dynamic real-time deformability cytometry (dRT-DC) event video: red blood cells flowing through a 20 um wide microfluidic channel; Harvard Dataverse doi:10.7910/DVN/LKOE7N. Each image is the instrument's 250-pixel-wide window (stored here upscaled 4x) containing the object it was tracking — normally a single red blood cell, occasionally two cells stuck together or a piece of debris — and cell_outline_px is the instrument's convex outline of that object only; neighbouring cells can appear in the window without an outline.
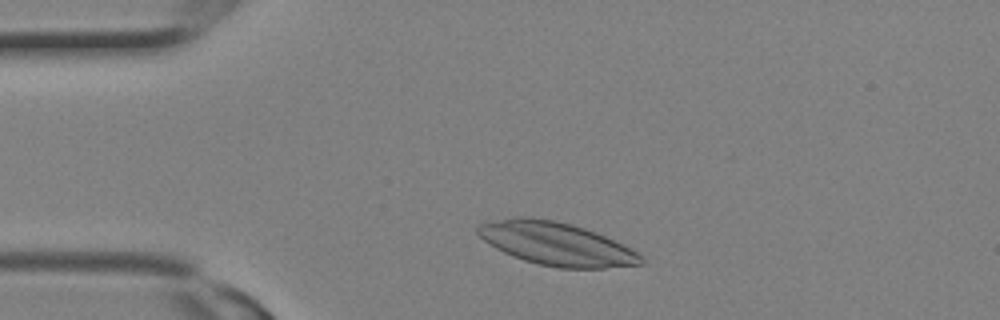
{"species": "Egyptian fruit bat (a non-hibernating species)", "species_latin": "Rousettus aegyptiacus", "temperature_condition": "room temperature", "stored_images_in_passage": 1, "camera_frame_rate_fps": 3000, "um_per_image_px": 0.085, "animal": {"sex": "female"}, "frame": {"image": 1, "passage_image": 1, "time_ms": 0.0, "image_size_px": [1000, 320], "cell_outline_px": [[644, 264], [604, 268], [556, 268], [536, 264], [524, 260], [504, 252], [496, 248], [484, 240], [476, 232], [476, 228], [480, 224], [512, 216], [528, 216], [552, 220], [572, 224], [596, 232], [624, 244], [644, 256]], "centroid_in_image_um": [47.32, 20.72], "position_along_channel_um": 37.7, "area_um2": 41.15}}